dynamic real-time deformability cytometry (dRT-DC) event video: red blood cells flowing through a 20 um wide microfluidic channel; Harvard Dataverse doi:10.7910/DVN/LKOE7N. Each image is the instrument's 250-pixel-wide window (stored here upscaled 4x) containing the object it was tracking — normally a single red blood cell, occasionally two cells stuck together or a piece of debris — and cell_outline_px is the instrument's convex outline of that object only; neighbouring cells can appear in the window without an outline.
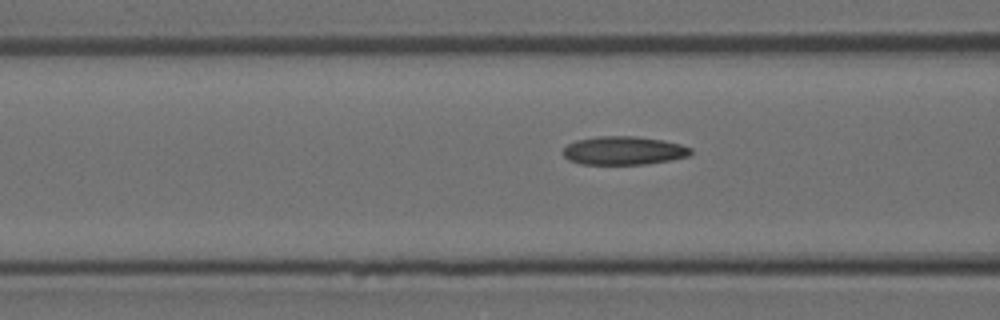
{"species": "Egyptian fruit bat (a non-hibernating species)", "species_latin": "Rousettus aegyptiacus", "temperature_condition": "room temperature", "stored_images_in_passage": 5, "segment_of_instrument_passage": [2, 2], "camera_frame_rate_fps": 3000, "um_per_image_px": 0.085, "animal": {"sex": "female"}, "frame": {"image": 1, "passage_image": 5, "time_ms": 5.333, "image_size_px": [1000, 320], "cell_outline_px": [[692, 152], [688, 156], [672, 160], [648, 164], [580, 164], [568, 160], [564, 156], [564, 148], [568, 144], [576, 140], [596, 136], [636, 136], [664, 140], [680, 144], [692, 148]], "centroid_in_image_um": [53.03, 12.8], "position_along_channel_um": 113.6, "area_um2": 21.33}}